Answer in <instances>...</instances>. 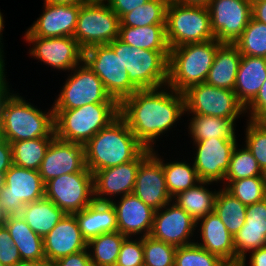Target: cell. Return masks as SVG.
Instances as JSON below:
<instances>
[{"mask_svg": "<svg viewBox=\"0 0 266 266\" xmlns=\"http://www.w3.org/2000/svg\"><path fill=\"white\" fill-rule=\"evenodd\" d=\"M119 116L145 148L156 149L167 139L174 141L175 133L177 139L178 131L183 132L179 125L184 124V95L168 85L137 90L119 103Z\"/></svg>", "mask_w": 266, "mask_h": 266, "instance_id": "cell-1", "label": "cell"}, {"mask_svg": "<svg viewBox=\"0 0 266 266\" xmlns=\"http://www.w3.org/2000/svg\"><path fill=\"white\" fill-rule=\"evenodd\" d=\"M19 92L13 90L3 103L0 137L9 143L36 138H54L52 104L42 110L40 105L34 104V100L27 98L28 95L24 96L23 92Z\"/></svg>", "mask_w": 266, "mask_h": 266, "instance_id": "cell-2", "label": "cell"}, {"mask_svg": "<svg viewBox=\"0 0 266 266\" xmlns=\"http://www.w3.org/2000/svg\"><path fill=\"white\" fill-rule=\"evenodd\" d=\"M86 167L93 174L136 159L146 148L118 116L85 145Z\"/></svg>", "mask_w": 266, "mask_h": 266, "instance_id": "cell-3", "label": "cell"}, {"mask_svg": "<svg viewBox=\"0 0 266 266\" xmlns=\"http://www.w3.org/2000/svg\"><path fill=\"white\" fill-rule=\"evenodd\" d=\"M221 44L212 39L170 48L167 85L183 93L191 86L205 83Z\"/></svg>", "mask_w": 266, "mask_h": 266, "instance_id": "cell-4", "label": "cell"}, {"mask_svg": "<svg viewBox=\"0 0 266 266\" xmlns=\"http://www.w3.org/2000/svg\"><path fill=\"white\" fill-rule=\"evenodd\" d=\"M119 116V103H94L69 110H54L55 136L85 145Z\"/></svg>", "mask_w": 266, "mask_h": 266, "instance_id": "cell-5", "label": "cell"}, {"mask_svg": "<svg viewBox=\"0 0 266 266\" xmlns=\"http://www.w3.org/2000/svg\"><path fill=\"white\" fill-rule=\"evenodd\" d=\"M119 54L130 81L139 89H155L168 83L170 51L137 49L119 38L108 44Z\"/></svg>", "mask_w": 266, "mask_h": 266, "instance_id": "cell-6", "label": "cell"}, {"mask_svg": "<svg viewBox=\"0 0 266 266\" xmlns=\"http://www.w3.org/2000/svg\"><path fill=\"white\" fill-rule=\"evenodd\" d=\"M165 29L170 48L215 39L207 6L184 5L169 1Z\"/></svg>", "mask_w": 266, "mask_h": 266, "instance_id": "cell-7", "label": "cell"}, {"mask_svg": "<svg viewBox=\"0 0 266 266\" xmlns=\"http://www.w3.org/2000/svg\"><path fill=\"white\" fill-rule=\"evenodd\" d=\"M64 78L58 95L54 94L53 110L75 109L94 103H118L106 92L102 81L84 61L64 73Z\"/></svg>", "mask_w": 266, "mask_h": 266, "instance_id": "cell-8", "label": "cell"}, {"mask_svg": "<svg viewBox=\"0 0 266 266\" xmlns=\"http://www.w3.org/2000/svg\"><path fill=\"white\" fill-rule=\"evenodd\" d=\"M183 95L185 99V115L247 119L245 107L239 102L233 90L200 83L189 87L183 92Z\"/></svg>", "mask_w": 266, "mask_h": 266, "instance_id": "cell-9", "label": "cell"}, {"mask_svg": "<svg viewBox=\"0 0 266 266\" xmlns=\"http://www.w3.org/2000/svg\"><path fill=\"white\" fill-rule=\"evenodd\" d=\"M83 61L102 81L106 92L118 103L139 90L129 79L119 54L108 45L83 50Z\"/></svg>", "mask_w": 266, "mask_h": 266, "instance_id": "cell-10", "label": "cell"}, {"mask_svg": "<svg viewBox=\"0 0 266 266\" xmlns=\"http://www.w3.org/2000/svg\"><path fill=\"white\" fill-rule=\"evenodd\" d=\"M120 18L108 3L81 5L73 38L86 50L94 45L109 44L118 38Z\"/></svg>", "mask_w": 266, "mask_h": 266, "instance_id": "cell-11", "label": "cell"}, {"mask_svg": "<svg viewBox=\"0 0 266 266\" xmlns=\"http://www.w3.org/2000/svg\"><path fill=\"white\" fill-rule=\"evenodd\" d=\"M240 139H204L201 141H189L184 143L185 148L181 149L190 155V159L197 171L201 181H209L218 184L224 182L225 174L229 168L233 150ZM190 142V143H189ZM187 143L190 145L188 148ZM192 145V147H191Z\"/></svg>", "mask_w": 266, "mask_h": 266, "instance_id": "cell-12", "label": "cell"}, {"mask_svg": "<svg viewBox=\"0 0 266 266\" xmlns=\"http://www.w3.org/2000/svg\"><path fill=\"white\" fill-rule=\"evenodd\" d=\"M22 40L29 46L26 51L29 58L50 67L47 70L55 71L56 75L68 73L83 61V49L73 37H22Z\"/></svg>", "mask_w": 266, "mask_h": 266, "instance_id": "cell-13", "label": "cell"}, {"mask_svg": "<svg viewBox=\"0 0 266 266\" xmlns=\"http://www.w3.org/2000/svg\"><path fill=\"white\" fill-rule=\"evenodd\" d=\"M0 205L7 216L20 215L27 203L45 197V183L39 171L12 165L4 174Z\"/></svg>", "mask_w": 266, "mask_h": 266, "instance_id": "cell-14", "label": "cell"}, {"mask_svg": "<svg viewBox=\"0 0 266 266\" xmlns=\"http://www.w3.org/2000/svg\"><path fill=\"white\" fill-rule=\"evenodd\" d=\"M45 197L66 214H75L94 201L93 174L80 171L61 175L45 183Z\"/></svg>", "mask_w": 266, "mask_h": 266, "instance_id": "cell-15", "label": "cell"}, {"mask_svg": "<svg viewBox=\"0 0 266 266\" xmlns=\"http://www.w3.org/2000/svg\"><path fill=\"white\" fill-rule=\"evenodd\" d=\"M211 30L221 43H235L252 18L251 0H210Z\"/></svg>", "mask_w": 266, "mask_h": 266, "instance_id": "cell-16", "label": "cell"}, {"mask_svg": "<svg viewBox=\"0 0 266 266\" xmlns=\"http://www.w3.org/2000/svg\"><path fill=\"white\" fill-rule=\"evenodd\" d=\"M196 225L197 221L171 201L155 211L150 236L176 247L187 246L195 243Z\"/></svg>", "mask_w": 266, "mask_h": 266, "instance_id": "cell-17", "label": "cell"}, {"mask_svg": "<svg viewBox=\"0 0 266 266\" xmlns=\"http://www.w3.org/2000/svg\"><path fill=\"white\" fill-rule=\"evenodd\" d=\"M151 152L146 148L136 159L93 173L94 201L112 202L133 193L141 161Z\"/></svg>", "mask_w": 266, "mask_h": 266, "instance_id": "cell-18", "label": "cell"}, {"mask_svg": "<svg viewBox=\"0 0 266 266\" xmlns=\"http://www.w3.org/2000/svg\"><path fill=\"white\" fill-rule=\"evenodd\" d=\"M39 17L23 32L22 37H73L83 3L63 5L42 3Z\"/></svg>", "mask_w": 266, "mask_h": 266, "instance_id": "cell-19", "label": "cell"}, {"mask_svg": "<svg viewBox=\"0 0 266 266\" xmlns=\"http://www.w3.org/2000/svg\"><path fill=\"white\" fill-rule=\"evenodd\" d=\"M38 171L44 183L61 175L90 171L85 163L84 145L64 141L55 136Z\"/></svg>", "mask_w": 266, "mask_h": 266, "instance_id": "cell-20", "label": "cell"}, {"mask_svg": "<svg viewBox=\"0 0 266 266\" xmlns=\"http://www.w3.org/2000/svg\"><path fill=\"white\" fill-rule=\"evenodd\" d=\"M133 193L155 211L172 201L162 159L153 150L140 163Z\"/></svg>", "mask_w": 266, "mask_h": 266, "instance_id": "cell-21", "label": "cell"}, {"mask_svg": "<svg viewBox=\"0 0 266 266\" xmlns=\"http://www.w3.org/2000/svg\"><path fill=\"white\" fill-rule=\"evenodd\" d=\"M117 214L118 231L126 237L149 236L155 210L146 205L134 193L113 200Z\"/></svg>", "mask_w": 266, "mask_h": 266, "instance_id": "cell-22", "label": "cell"}, {"mask_svg": "<svg viewBox=\"0 0 266 266\" xmlns=\"http://www.w3.org/2000/svg\"><path fill=\"white\" fill-rule=\"evenodd\" d=\"M195 243L226 263L238 265L233 235L214 211L197 221Z\"/></svg>", "mask_w": 266, "mask_h": 266, "instance_id": "cell-23", "label": "cell"}, {"mask_svg": "<svg viewBox=\"0 0 266 266\" xmlns=\"http://www.w3.org/2000/svg\"><path fill=\"white\" fill-rule=\"evenodd\" d=\"M74 214H65L55 227L43 238L44 255L48 261H56L87 249Z\"/></svg>", "mask_w": 266, "mask_h": 266, "instance_id": "cell-24", "label": "cell"}, {"mask_svg": "<svg viewBox=\"0 0 266 266\" xmlns=\"http://www.w3.org/2000/svg\"><path fill=\"white\" fill-rule=\"evenodd\" d=\"M233 238L238 264L251 251L266 246V198L246 207L245 224Z\"/></svg>", "mask_w": 266, "mask_h": 266, "instance_id": "cell-25", "label": "cell"}, {"mask_svg": "<svg viewBox=\"0 0 266 266\" xmlns=\"http://www.w3.org/2000/svg\"><path fill=\"white\" fill-rule=\"evenodd\" d=\"M160 149L161 147L152 150L162 159V168L164 170L166 186L171 198L175 197L180 192L186 191L189 188L196 186L199 182H201L197 171L186 152L180 153L181 150H179L177 151L179 153L178 154L174 150L176 154V158H174L173 154H171L170 157V152L167 155L165 150L164 152H161ZM166 156H169V159ZM182 156L183 159L180 158Z\"/></svg>", "mask_w": 266, "mask_h": 266, "instance_id": "cell-26", "label": "cell"}, {"mask_svg": "<svg viewBox=\"0 0 266 266\" xmlns=\"http://www.w3.org/2000/svg\"><path fill=\"white\" fill-rule=\"evenodd\" d=\"M184 118L185 121L188 118L187 122L184 123L187 130H182H184V136H188L190 141L213 138L239 139L243 136V133L239 134L240 130L236 128L241 119H226L207 115H185Z\"/></svg>", "mask_w": 266, "mask_h": 266, "instance_id": "cell-27", "label": "cell"}, {"mask_svg": "<svg viewBox=\"0 0 266 266\" xmlns=\"http://www.w3.org/2000/svg\"><path fill=\"white\" fill-rule=\"evenodd\" d=\"M74 215L87 242L101 234L118 231L116 210L110 202L93 201Z\"/></svg>", "mask_w": 266, "mask_h": 266, "instance_id": "cell-28", "label": "cell"}, {"mask_svg": "<svg viewBox=\"0 0 266 266\" xmlns=\"http://www.w3.org/2000/svg\"><path fill=\"white\" fill-rule=\"evenodd\" d=\"M265 80L266 58L242 56L233 91L244 107L256 97Z\"/></svg>", "mask_w": 266, "mask_h": 266, "instance_id": "cell-29", "label": "cell"}, {"mask_svg": "<svg viewBox=\"0 0 266 266\" xmlns=\"http://www.w3.org/2000/svg\"><path fill=\"white\" fill-rule=\"evenodd\" d=\"M242 55L234 43H222L215 54L205 83L217 88L234 90Z\"/></svg>", "mask_w": 266, "mask_h": 266, "instance_id": "cell-30", "label": "cell"}, {"mask_svg": "<svg viewBox=\"0 0 266 266\" xmlns=\"http://www.w3.org/2000/svg\"><path fill=\"white\" fill-rule=\"evenodd\" d=\"M3 224L8 229L22 261L38 263L46 260L43 238L30 228L21 215H9Z\"/></svg>", "mask_w": 266, "mask_h": 266, "instance_id": "cell-31", "label": "cell"}, {"mask_svg": "<svg viewBox=\"0 0 266 266\" xmlns=\"http://www.w3.org/2000/svg\"><path fill=\"white\" fill-rule=\"evenodd\" d=\"M221 187L218 183L201 181L196 186L177 194L172 201L198 221L214 211L216 196Z\"/></svg>", "mask_w": 266, "mask_h": 266, "instance_id": "cell-32", "label": "cell"}, {"mask_svg": "<svg viewBox=\"0 0 266 266\" xmlns=\"http://www.w3.org/2000/svg\"><path fill=\"white\" fill-rule=\"evenodd\" d=\"M66 213L48 198L43 197L23 207L20 215L30 228L44 238Z\"/></svg>", "mask_w": 266, "mask_h": 266, "instance_id": "cell-33", "label": "cell"}, {"mask_svg": "<svg viewBox=\"0 0 266 266\" xmlns=\"http://www.w3.org/2000/svg\"><path fill=\"white\" fill-rule=\"evenodd\" d=\"M118 38L137 49L170 51L165 25L143 27L120 26Z\"/></svg>", "mask_w": 266, "mask_h": 266, "instance_id": "cell-34", "label": "cell"}, {"mask_svg": "<svg viewBox=\"0 0 266 266\" xmlns=\"http://www.w3.org/2000/svg\"><path fill=\"white\" fill-rule=\"evenodd\" d=\"M125 238L121 232L116 231L90 239L87 249L92 266H115Z\"/></svg>", "mask_w": 266, "mask_h": 266, "instance_id": "cell-35", "label": "cell"}, {"mask_svg": "<svg viewBox=\"0 0 266 266\" xmlns=\"http://www.w3.org/2000/svg\"><path fill=\"white\" fill-rule=\"evenodd\" d=\"M53 138H36L12 142L13 164L38 171Z\"/></svg>", "mask_w": 266, "mask_h": 266, "instance_id": "cell-36", "label": "cell"}, {"mask_svg": "<svg viewBox=\"0 0 266 266\" xmlns=\"http://www.w3.org/2000/svg\"><path fill=\"white\" fill-rule=\"evenodd\" d=\"M246 205L232 196L223 187L217 193L214 212L226 226L231 235H235L245 224Z\"/></svg>", "mask_w": 266, "mask_h": 266, "instance_id": "cell-37", "label": "cell"}, {"mask_svg": "<svg viewBox=\"0 0 266 266\" xmlns=\"http://www.w3.org/2000/svg\"><path fill=\"white\" fill-rule=\"evenodd\" d=\"M170 0H148L120 18V26L143 27L165 25L166 9Z\"/></svg>", "mask_w": 266, "mask_h": 266, "instance_id": "cell-38", "label": "cell"}, {"mask_svg": "<svg viewBox=\"0 0 266 266\" xmlns=\"http://www.w3.org/2000/svg\"><path fill=\"white\" fill-rule=\"evenodd\" d=\"M262 176V169L252 153L239 142L233 150L224 181H235L248 177Z\"/></svg>", "mask_w": 266, "mask_h": 266, "instance_id": "cell-39", "label": "cell"}, {"mask_svg": "<svg viewBox=\"0 0 266 266\" xmlns=\"http://www.w3.org/2000/svg\"><path fill=\"white\" fill-rule=\"evenodd\" d=\"M234 44L242 56L266 58V24L251 18Z\"/></svg>", "mask_w": 266, "mask_h": 266, "instance_id": "cell-40", "label": "cell"}, {"mask_svg": "<svg viewBox=\"0 0 266 266\" xmlns=\"http://www.w3.org/2000/svg\"><path fill=\"white\" fill-rule=\"evenodd\" d=\"M221 186L246 206L266 198V188L262 176L224 181Z\"/></svg>", "mask_w": 266, "mask_h": 266, "instance_id": "cell-41", "label": "cell"}, {"mask_svg": "<svg viewBox=\"0 0 266 266\" xmlns=\"http://www.w3.org/2000/svg\"><path fill=\"white\" fill-rule=\"evenodd\" d=\"M244 123L242 143L252 153L263 171L266 169V126L262 121L248 119Z\"/></svg>", "mask_w": 266, "mask_h": 266, "instance_id": "cell-42", "label": "cell"}, {"mask_svg": "<svg viewBox=\"0 0 266 266\" xmlns=\"http://www.w3.org/2000/svg\"><path fill=\"white\" fill-rule=\"evenodd\" d=\"M219 256L209 253L196 243L176 248L174 266H224Z\"/></svg>", "mask_w": 266, "mask_h": 266, "instance_id": "cell-43", "label": "cell"}, {"mask_svg": "<svg viewBox=\"0 0 266 266\" xmlns=\"http://www.w3.org/2000/svg\"><path fill=\"white\" fill-rule=\"evenodd\" d=\"M144 266H174L176 246L154 239L142 237Z\"/></svg>", "mask_w": 266, "mask_h": 266, "instance_id": "cell-44", "label": "cell"}, {"mask_svg": "<svg viewBox=\"0 0 266 266\" xmlns=\"http://www.w3.org/2000/svg\"><path fill=\"white\" fill-rule=\"evenodd\" d=\"M115 266H144V248L141 237L124 239Z\"/></svg>", "mask_w": 266, "mask_h": 266, "instance_id": "cell-45", "label": "cell"}, {"mask_svg": "<svg viewBox=\"0 0 266 266\" xmlns=\"http://www.w3.org/2000/svg\"><path fill=\"white\" fill-rule=\"evenodd\" d=\"M20 261L19 251L14 246L8 229L0 224V263L4 266H15Z\"/></svg>", "mask_w": 266, "mask_h": 266, "instance_id": "cell-46", "label": "cell"}, {"mask_svg": "<svg viewBox=\"0 0 266 266\" xmlns=\"http://www.w3.org/2000/svg\"><path fill=\"white\" fill-rule=\"evenodd\" d=\"M248 120L261 121L266 117V80L262 84L256 97L245 107Z\"/></svg>", "mask_w": 266, "mask_h": 266, "instance_id": "cell-47", "label": "cell"}, {"mask_svg": "<svg viewBox=\"0 0 266 266\" xmlns=\"http://www.w3.org/2000/svg\"><path fill=\"white\" fill-rule=\"evenodd\" d=\"M54 262L56 266H92L88 249L64 256Z\"/></svg>", "mask_w": 266, "mask_h": 266, "instance_id": "cell-48", "label": "cell"}, {"mask_svg": "<svg viewBox=\"0 0 266 266\" xmlns=\"http://www.w3.org/2000/svg\"><path fill=\"white\" fill-rule=\"evenodd\" d=\"M148 0H108L110 8L121 18L124 14L133 11Z\"/></svg>", "mask_w": 266, "mask_h": 266, "instance_id": "cell-49", "label": "cell"}, {"mask_svg": "<svg viewBox=\"0 0 266 266\" xmlns=\"http://www.w3.org/2000/svg\"><path fill=\"white\" fill-rule=\"evenodd\" d=\"M239 266H266V246L251 251L244 256Z\"/></svg>", "mask_w": 266, "mask_h": 266, "instance_id": "cell-50", "label": "cell"}, {"mask_svg": "<svg viewBox=\"0 0 266 266\" xmlns=\"http://www.w3.org/2000/svg\"><path fill=\"white\" fill-rule=\"evenodd\" d=\"M12 165L11 144L0 137V174H5Z\"/></svg>", "mask_w": 266, "mask_h": 266, "instance_id": "cell-51", "label": "cell"}, {"mask_svg": "<svg viewBox=\"0 0 266 266\" xmlns=\"http://www.w3.org/2000/svg\"><path fill=\"white\" fill-rule=\"evenodd\" d=\"M252 18L266 24V0L252 1Z\"/></svg>", "mask_w": 266, "mask_h": 266, "instance_id": "cell-52", "label": "cell"}, {"mask_svg": "<svg viewBox=\"0 0 266 266\" xmlns=\"http://www.w3.org/2000/svg\"><path fill=\"white\" fill-rule=\"evenodd\" d=\"M7 77V78H6ZM12 83H10L8 76H5L0 81V122H1V114H2V106L6 99V97L14 90L12 88Z\"/></svg>", "mask_w": 266, "mask_h": 266, "instance_id": "cell-53", "label": "cell"}, {"mask_svg": "<svg viewBox=\"0 0 266 266\" xmlns=\"http://www.w3.org/2000/svg\"><path fill=\"white\" fill-rule=\"evenodd\" d=\"M2 10L0 9V61L4 64V65H7V51L5 50L6 47H5V41H4V36H3V32H4V28L6 26L5 24V15H3L4 13L1 12ZM5 47V48H4ZM6 51V52H5ZM6 61V62H5Z\"/></svg>", "mask_w": 266, "mask_h": 266, "instance_id": "cell-54", "label": "cell"}, {"mask_svg": "<svg viewBox=\"0 0 266 266\" xmlns=\"http://www.w3.org/2000/svg\"><path fill=\"white\" fill-rule=\"evenodd\" d=\"M184 5H201L207 6L210 0H170Z\"/></svg>", "mask_w": 266, "mask_h": 266, "instance_id": "cell-55", "label": "cell"}, {"mask_svg": "<svg viewBox=\"0 0 266 266\" xmlns=\"http://www.w3.org/2000/svg\"><path fill=\"white\" fill-rule=\"evenodd\" d=\"M42 2L49 4H63V5L83 3L82 0H43Z\"/></svg>", "mask_w": 266, "mask_h": 266, "instance_id": "cell-56", "label": "cell"}, {"mask_svg": "<svg viewBox=\"0 0 266 266\" xmlns=\"http://www.w3.org/2000/svg\"><path fill=\"white\" fill-rule=\"evenodd\" d=\"M37 263L33 261H20L15 266H36Z\"/></svg>", "mask_w": 266, "mask_h": 266, "instance_id": "cell-57", "label": "cell"}, {"mask_svg": "<svg viewBox=\"0 0 266 266\" xmlns=\"http://www.w3.org/2000/svg\"><path fill=\"white\" fill-rule=\"evenodd\" d=\"M36 266H56V264L54 261L44 260V261L38 262Z\"/></svg>", "mask_w": 266, "mask_h": 266, "instance_id": "cell-58", "label": "cell"}, {"mask_svg": "<svg viewBox=\"0 0 266 266\" xmlns=\"http://www.w3.org/2000/svg\"><path fill=\"white\" fill-rule=\"evenodd\" d=\"M6 65H4L1 69H0V81L5 77L7 76V69H6Z\"/></svg>", "mask_w": 266, "mask_h": 266, "instance_id": "cell-59", "label": "cell"}, {"mask_svg": "<svg viewBox=\"0 0 266 266\" xmlns=\"http://www.w3.org/2000/svg\"><path fill=\"white\" fill-rule=\"evenodd\" d=\"M6 218H7V215L5 214V212L3 211L0 205V224H3Z\"/></svg>", "mask_w": 266, "mask_h": 266, "instance_id": "cell-60", "label": "cell"}, {"mask_svg": "<svg viewBox=\"0 0 266 266\" xmlns=\"http://www.w3.org/2000/svg\"><path fill=\"white\" fill-rule=\"evenodd\" d=\"M83 3H107L108 0H82Z\"/></svg>", "mask_w": 266, "mask_h": 266, "instance_id": "cell-61", "label": "cell"}, {"mask_svg": "<svg viewBox=\"0 0 266 266\" xmlns=\"http://www.w3.org/2000/svg\"><path fill=\"white\" fill-rule=\"evenodd\" d=\"M5 179H4V174H0V190L4 186Z\"/></svg>", "mask_w": 266, "mask_h": 266, "instance_id": "cell-62", "label": "cell"}, {"mask_svg": "<svg viewBox=\"0 0 266 266\" xmlns=\"http://www.w3.org/2000/svg\"><path fill=\"white\" fill-rule=\"evenodd\" d=\"M262 177H263V181H264L265 188H266V169H264V170L262 171Z\"/></svg>", "mask_w": 266, "mask_h": 266, "instance_id": "cell-63", "label": "cell"}, {"mask_svg": "<svg viewBox=\"0 0 266 266\" xmlns=\"http://www.w3.org/2000/svg\"><path fill=\"white\" fill-rule=\"evenodd\" d=\"M224 266H239V265L231 264V263H226Z\"/></svg>", "mask_w": 266, "mask_h": 266, "instance_id": "cell-64", "label": "cell"}, {"mask_svg": "<svg viewBox=\"0 0 266 266\" xmlns=\"http://www.w3.org/2000/svg\"><path fill=\"white\" fill-rule=\"evenodd\" d=\"M263 124L266 126V117H264L262 120Z\"/></svg>", "mask_w": 266, "mask_h": 266, "instance_id": "cell-65", "label": "cell"}, {"mask_svg": "<svg viewBox=\"0 0 266 266\" xmlns=\"http://www.w3.org/2000/svg\"><path fill=\"white\" fill-rule=\"evenodd\" d=\"M4 66V64L0 61V69Z\"/></svg>", "mask_w": 266, "mask_h": 266, "instance_id": "cell-66", "label": "cell"}]
</instances>
